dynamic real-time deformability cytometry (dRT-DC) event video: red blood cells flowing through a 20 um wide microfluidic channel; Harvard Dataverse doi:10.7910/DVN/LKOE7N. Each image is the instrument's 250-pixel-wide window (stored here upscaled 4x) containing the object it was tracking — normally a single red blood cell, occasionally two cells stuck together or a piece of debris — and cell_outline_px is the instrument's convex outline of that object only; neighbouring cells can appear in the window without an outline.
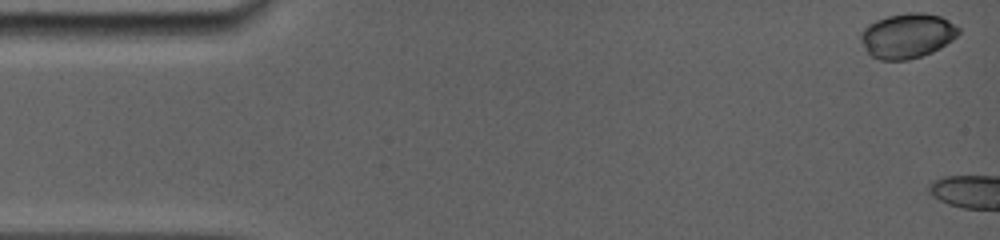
{"species": "common noctule bat (a hibernating species)", "species_latin": "Nyctalus noctula", "temperature_condition": "room temperature", "stored_images_in_passage": 23, "camera_frame_rate_fps": 5000, "um_per_image_px": 0.085, "animal": {"sex": "female", "body_mass_g": 19.0, "forearm_length_mm": 56.7}, "frame": {"image": 1, "passage_image": 1, "time_ms": 0.0, "image_size_px": [1000, 240], "cell_outline_px": [[960, 32], [952, 40], [940, 48], [932, 52], [908, 60], [880, 60], [872, 56], [868, 52], [860, 40], [860, 32], [868, 24], [876, 20], [888, 16], [908, 12], [924, 12], [940, 16], [948, 20], [960, 28]], "centroid_in_image_um": [77.12, 3.03], "position_along_channel_um": 7.9, "area_um2": 25.61}}
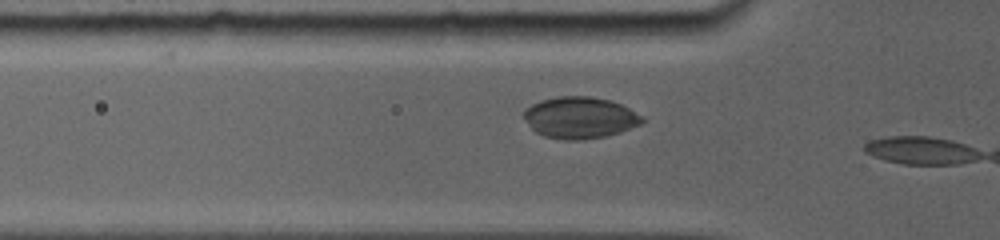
{"frame": {"image": 2, "passage_image": 22, "time_ms": 5.0, "image_size_px": [1000, 240], "cell_outline_px": [[644, 120], [640, 124], [620, 132], [608, 136], [580, 140], [564, 140], [544, 136], [536, 132], [532, 128], [524, 116], [524, 108], [540, 100], [560, 96], [588, 96], [608, 100], [620, 104], [644, 116]], "centroid_in_image_um": [49.29, 10.0], "position_along_channel_um": 76.5, "area_um2": 28.55}}